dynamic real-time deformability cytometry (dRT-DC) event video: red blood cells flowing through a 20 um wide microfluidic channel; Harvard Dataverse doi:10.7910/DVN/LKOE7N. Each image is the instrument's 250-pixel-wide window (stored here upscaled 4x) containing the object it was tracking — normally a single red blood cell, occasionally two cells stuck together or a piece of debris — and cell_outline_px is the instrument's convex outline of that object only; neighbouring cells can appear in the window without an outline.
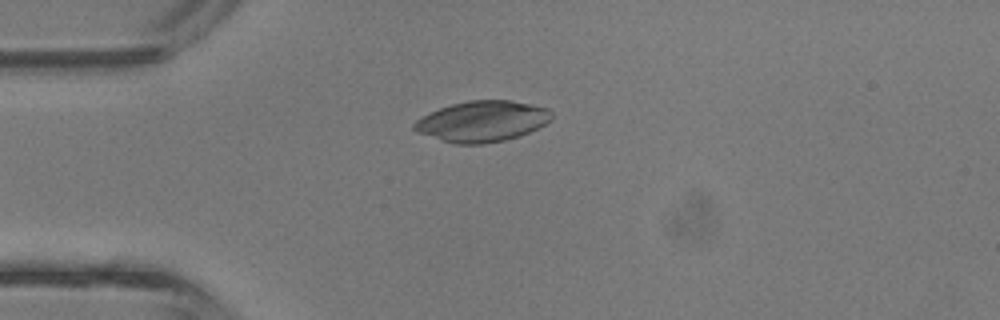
{"species": "common noctule bat (a hibernating species)", "species_latin": "Nyctalus noctula", "temperature_condition": "room temperature", "stored_images_in_passage": 4, "camera_frame_rate_fps": 3000, "um_per_image_px": 0.085, "animal": {"sex": "male", "body_mass_g": 13.3}, "frame": {"image": 1, "passage_image": 3, "time_ms": 0.667, "image_size_px": [1000, 320], "cell_outline_px": [[552, 120], [528, 132], [504, 140], [484, 144], [456, 144], [416, 132], [412, 128], [412, 124], [416, 120], [440, 108], [452, 104], [468, 100], [512, 100], [548, 108], [552, 112]], "centroid_in_image_um": [40.99, 10.3], "position_along_channel_um": 44.0, "area_um2": 32.43}}